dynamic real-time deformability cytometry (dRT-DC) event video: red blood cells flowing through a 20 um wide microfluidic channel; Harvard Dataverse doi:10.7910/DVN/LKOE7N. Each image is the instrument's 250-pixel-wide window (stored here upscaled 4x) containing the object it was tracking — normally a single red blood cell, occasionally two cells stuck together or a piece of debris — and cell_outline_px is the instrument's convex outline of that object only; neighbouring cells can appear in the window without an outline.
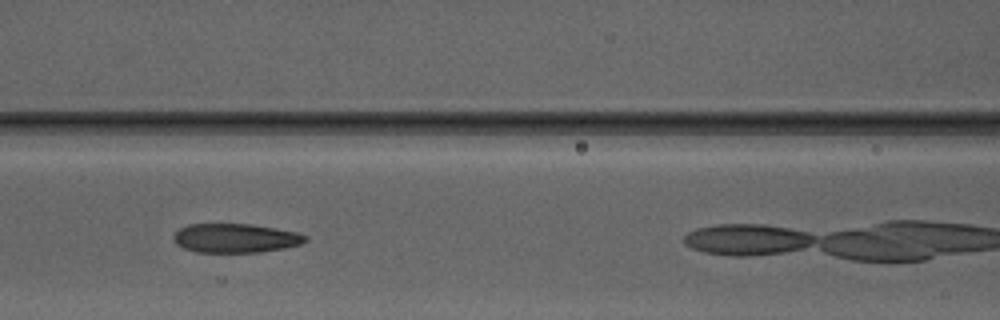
{"species": "Egyptian fruit bat (a non-hibernating species)", "species_latin": "Rousettus aegyptiacus", "temperature_condition": "warm", "stored_images_in_passage": 17, "camera_frame_rate_fps": 3000, "um_per_image_px": 0.085, "animal": {"sex": "male"}, "frame": {"image": 1, "passage_image": 8, "time_ms": 2.333, "image_size_px": [1000, 320], "cell_outline_px": [[308, 240], [300, 244], [284, 248], [260, 252], [196, 252], [184, 248], [176, 244], [172, 236], [180, 228], [188, 224], [252, 224], [276, 228], [296, 232], [308, 236]], "centroid_in_image_um": [20.01, 20.24], "position_along_channel_um": 146.6, "area_um2": 22.37}}
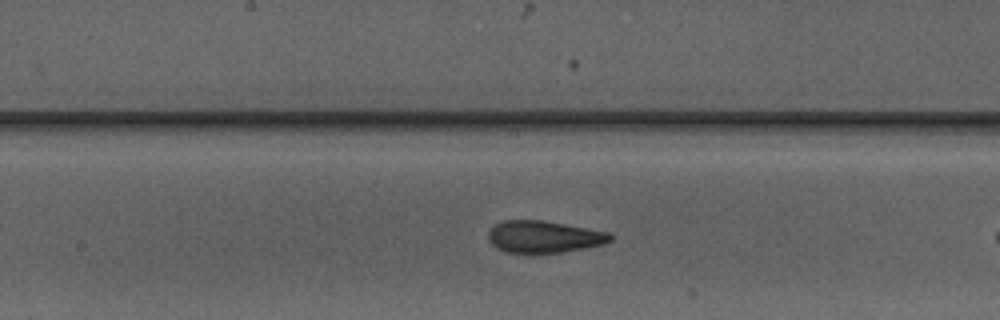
{"frame": {"image": 2, "passage_image": 12, "time_ms": 3.667, "image_size_px": [1000, 320], "cell_outline_px": [[612, 240], [604, 244], [564, 252], [508, 252], [496, 248], [488, 240], [488, 232], [496, 224], [504, 220], [544, 220], [588, 228], [608, 232], [612, 236]], "centroid_in_image_um": [46.24, 20.11], "position_along_channel_um": 202.0, "area_um2": 22.6}}
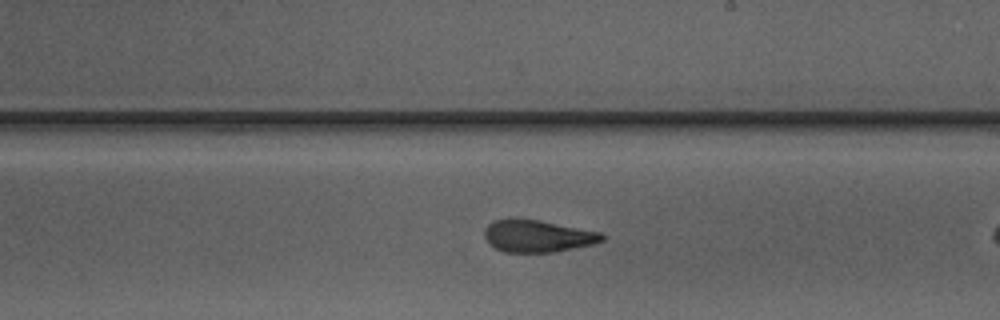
{"frame": {"image": 3, "passage_image": 15, "time_ms": 4.667, "image_size_px": [1000, 320], "cell_outline_px": [[604, 240], [592, 244], [556, 252], [504, 252], [488, 244], [484, 236], [484, 228], [492, 220], [516, 216], [540, 220], [600, 232], [604, 236]], "centroid_in_image_um": [45.62, 20.03], "position_along_channel_um": 243.4, "area_um2": 22.48}}